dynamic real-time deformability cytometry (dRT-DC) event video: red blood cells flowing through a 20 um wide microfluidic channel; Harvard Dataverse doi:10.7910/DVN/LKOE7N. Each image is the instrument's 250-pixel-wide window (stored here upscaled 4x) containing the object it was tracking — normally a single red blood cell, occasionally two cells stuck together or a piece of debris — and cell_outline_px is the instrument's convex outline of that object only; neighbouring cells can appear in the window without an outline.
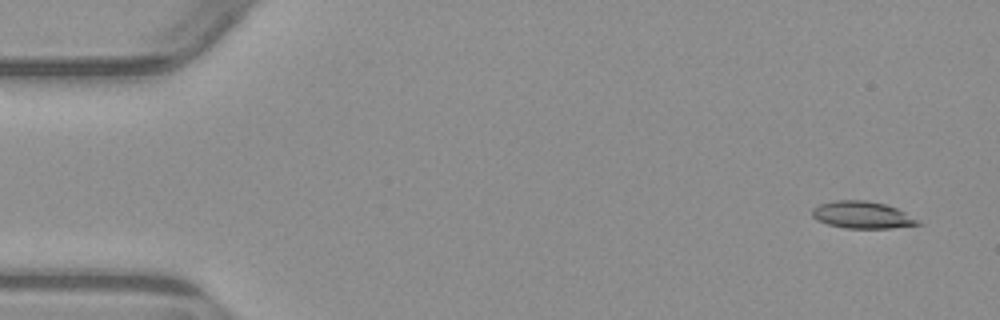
{"species": "common noctule bat (a hibernating species)", "species_latin": "Nyctalus noctula", "temperature_condition": "warm", "stored_images_in_passage": 2, "segment_of_instrument_passage": [2, 2], "camera_frame_rate_fps": 3000, "um_per_image_px": 0.085, "animal": {"sex": "male", "body_mass_g": 23.1, "forearm_length_mm": 52.7}, "frame": {"image": 1, "passage_image": 2, "time_ms": 1.333, "image_size_px": [1000, 320], "cell_outline_px": [[920, 224], [892, 228], [844, 228], [828, 224], [816, 220], [812, 216], [812, 208], [820, 204], [836, 200], [864, 200], [884, 204], [896, 208], [920, 220]], "centroid_in_image_um": [73.26, 18.27], "position_along_channel_um": 11.7, "area_um2": 16.59}}